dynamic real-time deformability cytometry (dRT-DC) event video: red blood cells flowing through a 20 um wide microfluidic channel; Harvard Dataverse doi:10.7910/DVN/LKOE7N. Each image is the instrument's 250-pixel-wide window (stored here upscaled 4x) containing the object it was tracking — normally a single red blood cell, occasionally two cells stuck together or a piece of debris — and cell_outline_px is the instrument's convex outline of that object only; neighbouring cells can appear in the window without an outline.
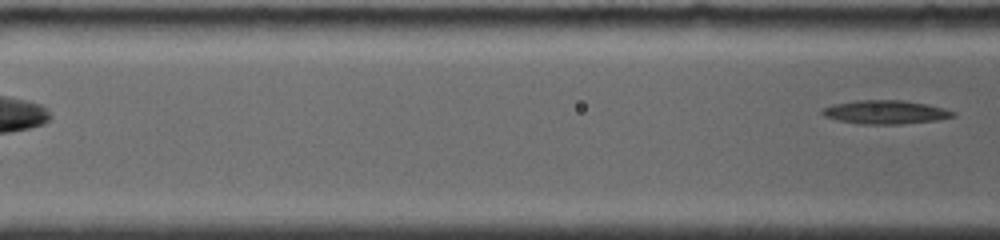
{"species": "common noctule bat (a hibernating species)", "species_latin": "Nyctalus noctula", "temperature_condition": "room temperature", "stored_images_in_passage": 6, "camera_frame_rate_fps": 4000, "um_per_image_px": 0.085, "animal": {"sex": "female", "body_mass_g": 19.0, "forearm_length_mm": 56.7}, "frame": {"image": 1, "passage_image": 6, "time_ms": 3.0, "image_size_px": [1000, 240], "cell_outline_px": [[956, 116], [936, 120], [900, 124], [860, 124], [840, 120], [824, 116], [820, 112], [824, 108], [832, 104], [856, 100], [900, 100], [924, 104], [944, 108], [956, 112]], "centroid_in_image_um": [75.25, 9.53], "position_along_channel_um": 91.3, "area_um2": 17.86}}